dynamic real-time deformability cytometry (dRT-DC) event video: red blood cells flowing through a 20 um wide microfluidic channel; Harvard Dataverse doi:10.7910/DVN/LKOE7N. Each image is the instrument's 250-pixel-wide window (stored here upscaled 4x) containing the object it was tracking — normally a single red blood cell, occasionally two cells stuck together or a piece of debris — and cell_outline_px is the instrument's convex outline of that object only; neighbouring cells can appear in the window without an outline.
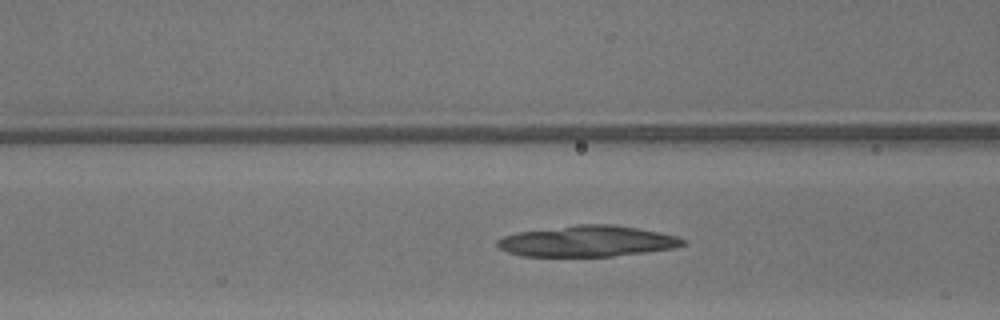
{"species": "common noctule bat (a hibernating species)", "species_latin": "Nyctalus noctula", "temperature_condition": "warm", "stored_images_in_passage": 40, "camera_frame_rate_fps": 3000, "um_per_image_px": 0.085, "animal": {"sex": "male", "body_mass_g": 13.3}, "frame": {"image": 1, "passage_image": 20, "time_ms": 6.333, "image_size_px": [1000, 320], "cell_outline_px": [[688, 244], [672, 248], [648, 252], [612, 256], [524, 256], [508, 252], [500, 248], [496, 244], [496, 240], [504, 236], [516, 232], [576, 224], [612, 224], [636, 228], [676, 236], [684, 240]], "centroid_in_image_um": [49.9, 20.5], "position_along_channel_um": 116.7, "area_um2": 33.41}}
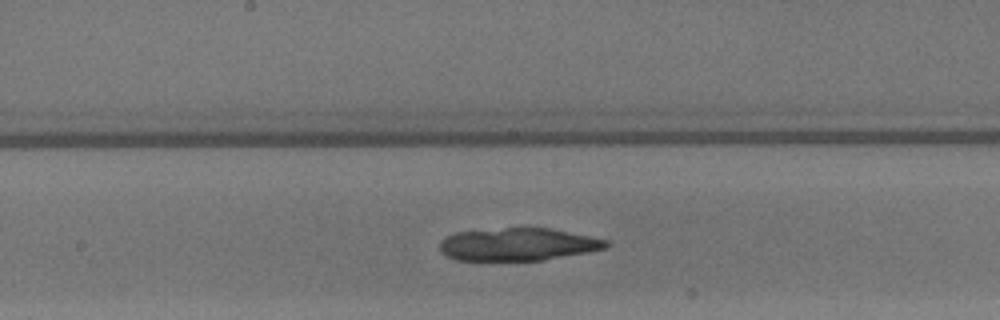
{"frame": {"image": 2, "passage_image": 26, "time_ms": 8.333, "image_size_px": [1000, 320], "cell_outline_px": [[612, 244], [608, 248], [588, 252], [544, 260], [456, 260], [440, 252], [440, 240], [456, 232], [504, 228], [552, 228], [608, 240]], "centroid_in_image_um": [44.07, 20.77], "position_along_channel_um": 204.1, "area_um2": 31.73}}
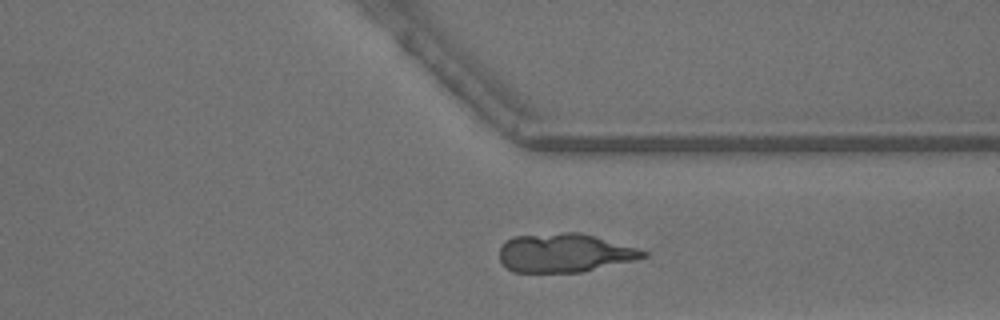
{"frame": {"image": 3, "passage_image": 37, "time_ms": 12.0, "image_size_px": [1000, 320], "cell_outline_px": [[648, 256], [636, 260], [580, 272], [512, 272], [500, 260], [500, 248], [508, 240], [516, 236], [564, 232], [580, 232], [636, 248], [648, 252]], "centroid_in_image_um": [48.0, 21.5], "position_along_channel_um": 363.4, "area_um2": 32.08}}